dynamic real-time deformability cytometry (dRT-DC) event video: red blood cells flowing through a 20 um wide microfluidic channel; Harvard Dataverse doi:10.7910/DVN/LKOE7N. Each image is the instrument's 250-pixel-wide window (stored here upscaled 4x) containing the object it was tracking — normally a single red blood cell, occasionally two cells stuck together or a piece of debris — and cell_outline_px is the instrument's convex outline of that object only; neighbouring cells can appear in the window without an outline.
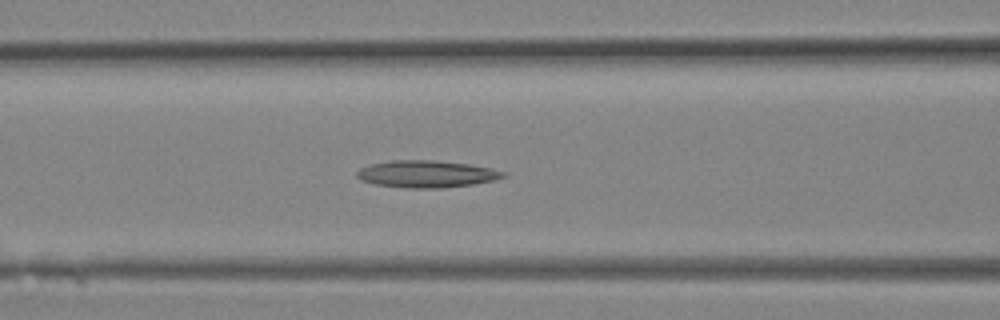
{"species": "Egyptian fruit bat (a non-hibernating species)", "species_latin": "Rousettus aegyptiacus", "temperature_condition": "room temperature", "stored_images_in_passage": 12, "camera_frame_rate_fps": 3000, "um_per_image_px": 0.085, "animal": {"sex": "female"}, "frame": {"image": 1, "passage_image": 10, "time_ms": 3.0, "image_size_px": [1000, 320], "cell_outline_px": [[508, 176], [496, 180], [476, 184], [444, 188], [404, 188], [376, 184], [360, 180], [356, 176], [356, 172], [360, 168], [372, 164], [392, 160], [432, 160], [468, 164], [488, 168], [504, 172]], "centroid_in_image_um": [36.26, 14.8], "position_along_channel_um": 130.3, "area_um2": 23.12}}
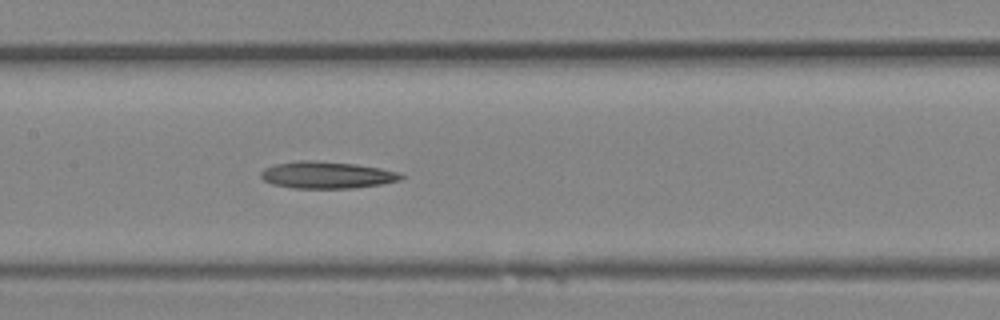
{"frame": {"image": 2, "passage_image": 12, "time_ms": 3.667, "image_size_px": [1000, 320], "cell_outline_px": [[404, 176], [400, 180], [380, 184], [352, 188], [292, 188], [272, 184], [264, 180], [260, 176], [260, 172], [264, 168], [276, 164], [300, 160], [312, 160], [356, 164], [380, 168], [400, 172]], "centroid_in_image_um": [27.77, 14.87], "position_along_channel_um": 179.6, "area_um2": 21.96}}